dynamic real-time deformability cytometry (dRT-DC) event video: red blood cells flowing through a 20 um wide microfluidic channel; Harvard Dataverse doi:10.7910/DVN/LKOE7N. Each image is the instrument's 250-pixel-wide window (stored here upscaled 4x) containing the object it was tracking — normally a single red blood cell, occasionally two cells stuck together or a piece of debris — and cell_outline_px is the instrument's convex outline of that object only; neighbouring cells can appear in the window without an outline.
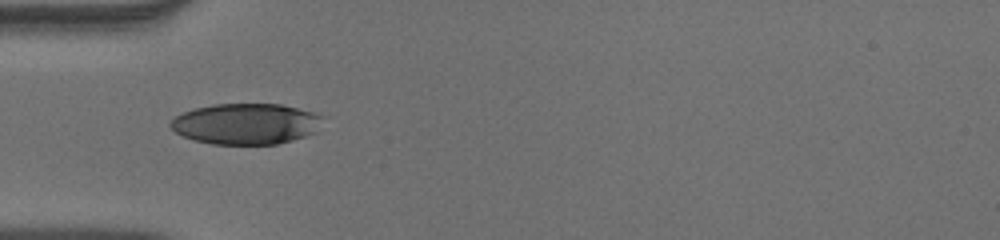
{"species": "human", "species_latin": "Homo sapiens", "temperature_condition": "warm", "stored_images_in_passage": 36, "camera_frame_rate_fps": 3000, "um_per_image_px": 0.085, "donor": {"sex": "male"}, "frame": {"image": 1, "passage_image": 1, "time_ms": 0.0, "image_size_px": [1000, 240], "cell_outline_px": [[324, 116], [316, 132], [292, 140], [276, 144], [212, 144], [192, 140], [176, 132], [168, 124], [176, 116], [184, 112], [196, 108], [212, 104], [280, 104], [316, 112]], "centroid_in_image_um": [20.92, 10.52], "position_along_channel_um": 64.1, "area_um2": 36.3}}
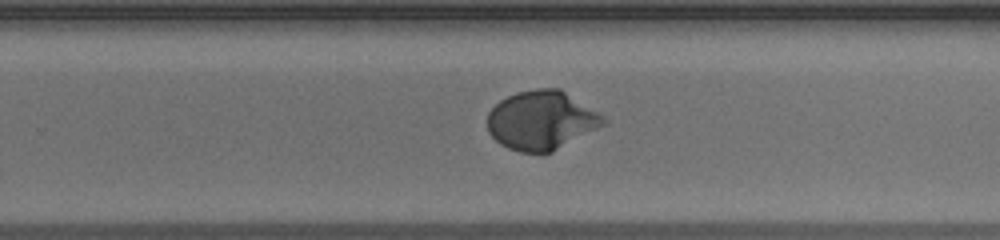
{"frame": {"image": 2, "passage_image": 18, "time_ms": 5.667, "image_size_px": [1000, 240], "cell_outline_px": [[608, 124], [552, 152], [520, 152], [508, 148], [500, 144], [488, 132], [488, 112], [500, 100], [516, 92], [536, 88], [560, 88], [604, 116], [608, 120]], "centroid_in_image_um": [46.05, 10.23], "position_along_channel_um": 283.7, "area_um2": 40.0}}
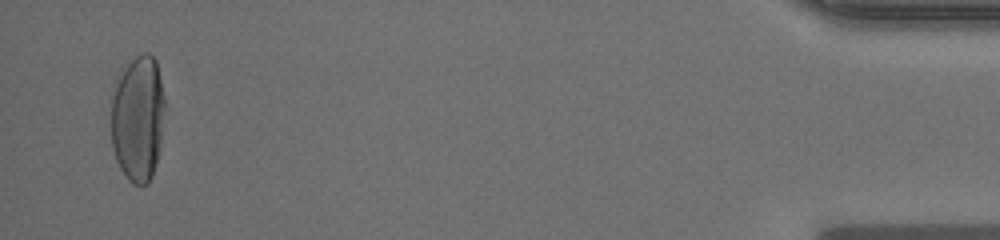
{"frame": {"image": 3, "passage_image": 35, "time_ms": 11.333, "image_size_px": [1000, 240], "cell_outline_px": [[168, 108], [160, 148], [156, 164], [152, 176], [148, 184], [132, 184], [124, 176], [116, 160], [112, 148], [112, 96], [116, 80], [120, 68], [140, 52], [148, 52], [156, 60]], "centroid_in_image_um": [11.76, 10.02], "position_along_channel_um": 423.4, "area_um2": 40.98}, "authors_computed_cell_mechanics": {"area_um2": 38.8416, "velocity_mm_per_s": 3.9033, "shape_relaxation_time_tau1_ms": 3.7562, "shape_relaxation_time_tau2_ms": null, "deformation_change_tau1": 0.2178, "deformation_change_tau2": null}}